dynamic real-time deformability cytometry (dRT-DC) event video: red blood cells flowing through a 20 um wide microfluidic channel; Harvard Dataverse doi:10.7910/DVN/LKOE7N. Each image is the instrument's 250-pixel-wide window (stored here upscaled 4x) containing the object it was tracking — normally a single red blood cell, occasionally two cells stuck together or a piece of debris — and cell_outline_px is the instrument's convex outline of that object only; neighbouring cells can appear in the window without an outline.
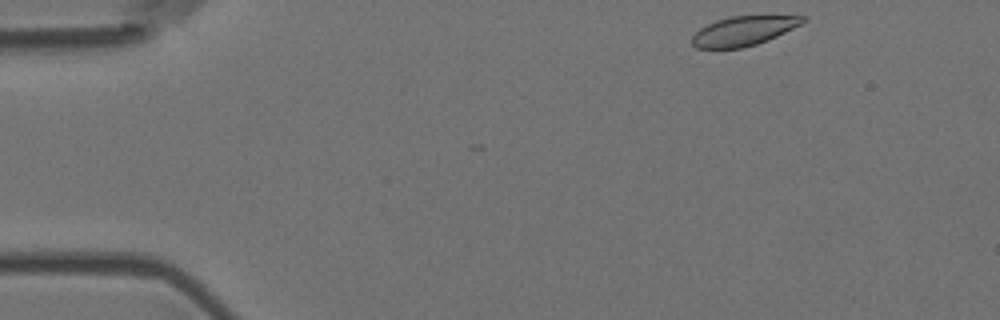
{"species": "Egyptian fruit bat (a non-hibernating species)", "species_latin": "Rousettus aegyptiacus", "temperature_condition": "room temperature", "stored_images_in_passage": 4, "camera_frame_rate_fps": 3000, "um_per_image_px": 0.085, "animal": {"sex": "female"}, "frame": {"image": 1, "passage_image": 1, "time_ms": 0.0, "image_size_px": [1000, 320], "cell_outline_px": [[808, 20], [768, 40], [744, 48], [696, 48], [692, 44], [692, 36], [700, 28], [716, 20], [732, 16], [804, 16]], "centroid_in_image_um": [63.17, 2.63], "position_along_channel_um": 21.8, "area_um2": 18.73}}
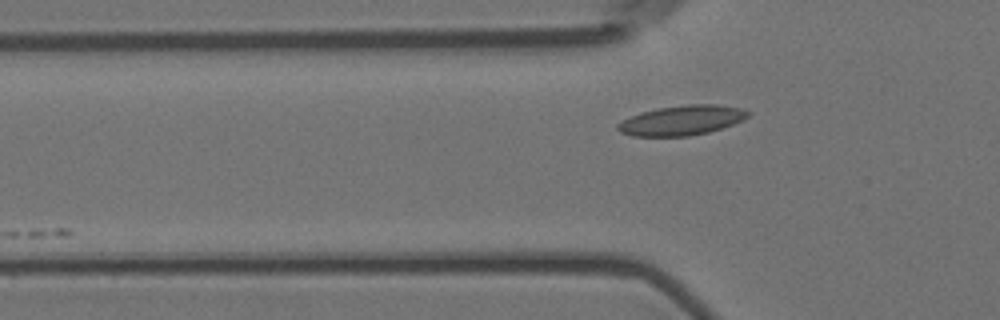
{"frame": {"image": 2, "passage_image": 4, "time_ms": 1.0, "image_size_px": [1000, 320], "cell_outline_px": [[748, 116], [744, 120], [708, 132], [688, 136], [632, 136], [620, 132], [616, 128], [616, 124], [640, 112], [656, 108], [688, 104], [716, 104], [740, 108], [748, 112]], "centroid_in_image_um": [57.92, 10.22], "position_along_channel_um": 67.9, "area_um2": 22.48}}